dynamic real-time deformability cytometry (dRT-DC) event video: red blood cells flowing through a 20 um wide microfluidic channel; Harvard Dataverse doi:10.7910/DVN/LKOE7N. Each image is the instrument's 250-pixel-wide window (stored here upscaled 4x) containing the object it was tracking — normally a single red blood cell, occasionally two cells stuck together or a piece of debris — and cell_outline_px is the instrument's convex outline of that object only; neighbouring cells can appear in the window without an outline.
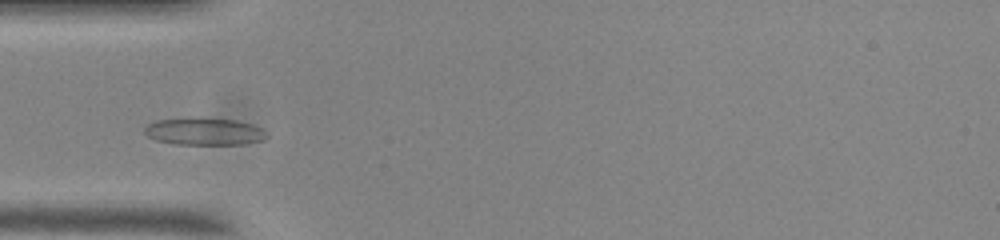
{"species": "common noctule bat (a hibernating species)", "species_latin": "Nyctalus noctula", "temperature_condition": "room temperature", "stored_images_in_passage": 48, "camera_frame_rate_fps": 3000, "um_per_image_px": 0.085, "animal": {"sex": "male", "body_mass_g": 20.0, "forearm_length_mm": 53.3}, "frame": {"image": 1, "passage_image": 10, "time_ms": 3.0, "image_size_px": [1000, 240], "cell_outline_px": [[268, 136], [264, 140], [244, 144], [176, 144], [156, 140], [148, 136], [144, 132], [144, 128], [148, 124], [156, 120], [188, 116], [192, 116], [236, 120], [252, 124], [268, 132]], "centroid_in_image_um": [17.36, 11.15], "position_along_channel_um": 67.6, "area_um2": 19.88}}
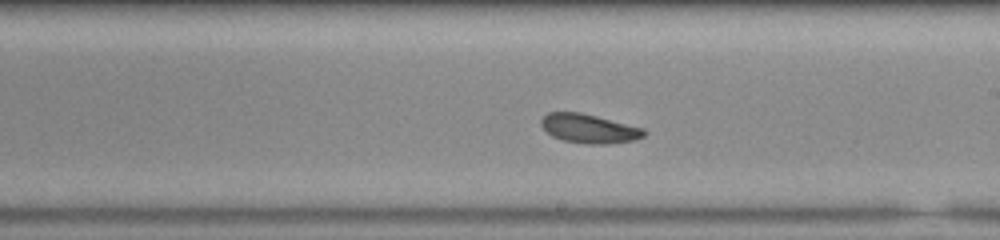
{"frame": {"image": 2, "passage_image": 24, "time_ms": 7.667, "image_size_px": [1000, 240], "cell_outline_px": [[648, 132], [644, 136], [636, 140], [608, 144], [584, 144], [564, 140], [552, 136], [540, 124], [540, 120], [548, 112], [580, 112], [644, 128]], "centroid_in_image_um": [50.1, 10.93], "position_along_channel_um": 238.9, "area_um2": 17.46}}
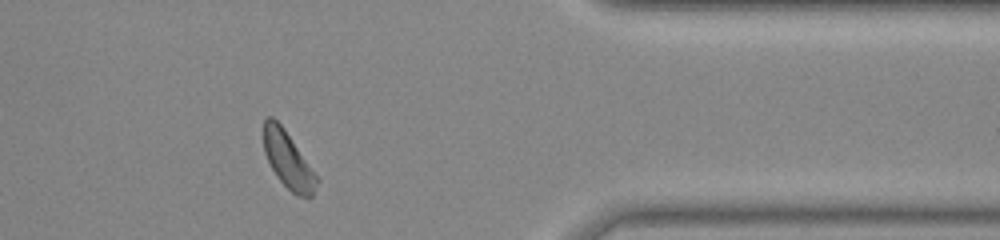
{"frame": {"image": 3, "passage_image": 38, "time_ms": 12.333, "image_size_px": [1000, 240], "cell_outline_px": [[320, 180], [312, 196], [308, 200], [296, 196], [276, 176], [264, 152], [264, 120], [268, 116], [272, 116], [284, 128]], "centroid_in_image_um": [24.51, 13.65], "position_along_channel_um": 386.9, "area_um2": 17.46}, "authors_computed_cell_mechanics": {"area_um2": 17.918, "velocity_mm_per_s": 3.6682, "shape_relaxation_time_tau1_ms": 4.1394, "shape_relaxation_time_tau2_ms": 7.0211, "deformation_change_tau1": 0.0672, "deformation_change_tau2": 0.1206}}